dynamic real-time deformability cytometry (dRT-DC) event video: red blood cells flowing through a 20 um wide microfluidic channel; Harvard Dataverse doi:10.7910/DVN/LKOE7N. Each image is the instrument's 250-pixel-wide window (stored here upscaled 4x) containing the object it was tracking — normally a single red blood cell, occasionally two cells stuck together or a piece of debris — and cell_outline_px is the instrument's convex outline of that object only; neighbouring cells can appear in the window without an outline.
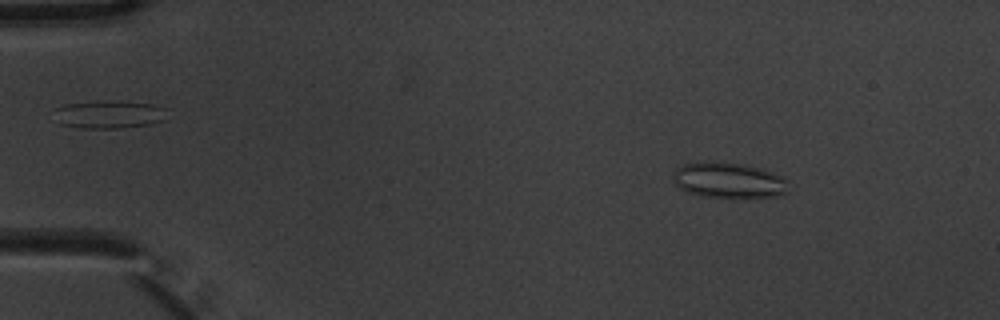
{"species": "common noctule bat (a hibernating species)", "species_latin": "Nyctalus noctula", "temperature_condition": "warm", "stored_images_in_passage": 4, "camera_frame_rate_fps": 3000, "um_per_image_px": 0.085, "animal": {"sex": "male", "body_mass_g": 20.1, "forearm_length_mm": 53.5}, "frame": {"image": 1, "passage_image": 2, "time_ms": 0.333, "image_size_px": [1000, 320], "cell_outline_px": [[788, 192], [776, 196], [744, 200], [732, 200], [700, 196], [688, 192], [680, 188], [672, 180], [672, 176], [676, 168], [684, 164], [704, 160], [712, 160], [744, 164], [760, 168], [780, 176], [788, 180]], "centroid_in_image_um": [61.93, 15.36], "position_along_channel_um": 23.1, "area_um2": 25.14}}
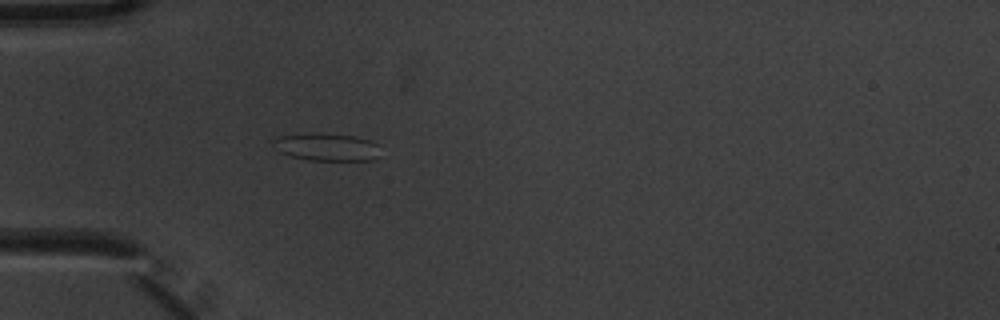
{"frame": {"image": 2, "passage_image": 4, "time_ms": 1.0, "image_size_px": [1000, 320], "cell_outline_px": [[376, 156], [372, 160], [308, 160], [292, 156], [280, 152], [272, 144], [272, 140], [276, 136], [312, 132], [316, 132], [352, 136], [368, 140], [376, 144]], "centroid_in_image_um": [27.65, 12.48], "position_along_channel_um": 57.3, "area_um2": 17.05}}